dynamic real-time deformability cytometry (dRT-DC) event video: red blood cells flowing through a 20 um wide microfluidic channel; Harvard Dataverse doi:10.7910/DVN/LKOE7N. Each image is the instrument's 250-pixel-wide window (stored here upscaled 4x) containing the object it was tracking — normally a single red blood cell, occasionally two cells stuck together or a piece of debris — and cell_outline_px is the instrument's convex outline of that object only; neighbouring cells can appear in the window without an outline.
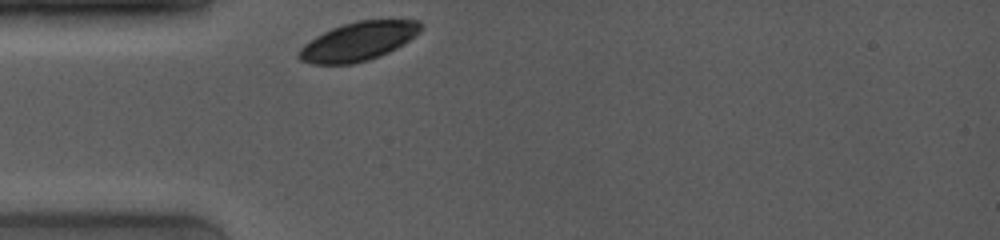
{"species": "common noctule bat (a hibernating species)", "species_latin": "Nyctalus noctula", "temperature_condition": "room temperature", "stored_images_in_passage": 39, "camera_frame_rate_fps": 4000, "um_per_image_px": 0.085, "animal": {"sex": "female", "body_mass_g": 19.0, "forearm_length_mm": 53.3}, "frame": {"image": 1, "passage_image": 1, "time_ms": 0.0, "image_size_px": [1000, 240], "cell_outline_px": [[420, 32], [396, 48], [388, 52], [368, 60], [352, 64], [312, 64], [300, 60], [300, 48], [304, 44], [316, 36], [332, 28], [356, 20], [420, 20]], "centroid_in_image_um": [30.45, 3.51], "position_along_channel_um": 54.6, "area_um2": 27.05}}
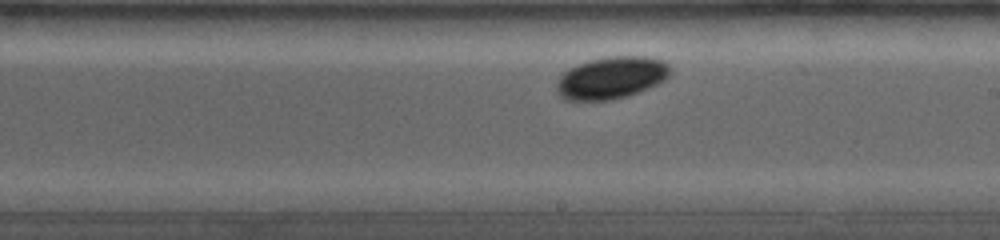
{"frame": {"image": 2, "passage_image": 21, "time_ms": 5.0, "image_size_px": [1000, 240], "cell_outline_px": [[672, 72], [664, 80], [648, 88], [628, 96], [612, 100], [564, 100], [556, 92], [556, 84], [560, 76], [568, 68], [588, 60], [608, 56], [644, 56], [664, 60], [672, 68]], "centroid_in_image_um": [51.96, 6.6], "position_along_channel_um": 237.0, "area_um2": 28.21}}
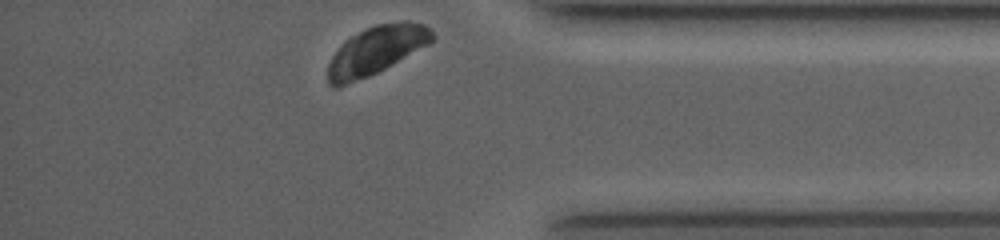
{"frame": {"image": 3, "passage_image": 39, "time_ms": 9.5, "image_size_px": [1000, 240], "cell_outline_px": [[436, 36], [428, 44], [384, 68], [368, 76], [340, 88], [332, 88], [328, 84], [328, 64], [332, 56], [352, 36], [376, 24], [400, 20], [408, 20], [424, 24]], "centroid_in_image_um": [31.97, 4.28], "position_along_channel_um": 403.2, "area_um2": 28.9}, "authors_computed_cell_mechanics": {"area_um2": 28.9578, "velocity_mm_per_s": 3.7995, "shape_relaxation_time_tau1_ms": 2.1168, "shape_relaxation_time_tau2_ms": null, "deformation_change_tau1": 0.1114, "deformation_change_tau2": null}}